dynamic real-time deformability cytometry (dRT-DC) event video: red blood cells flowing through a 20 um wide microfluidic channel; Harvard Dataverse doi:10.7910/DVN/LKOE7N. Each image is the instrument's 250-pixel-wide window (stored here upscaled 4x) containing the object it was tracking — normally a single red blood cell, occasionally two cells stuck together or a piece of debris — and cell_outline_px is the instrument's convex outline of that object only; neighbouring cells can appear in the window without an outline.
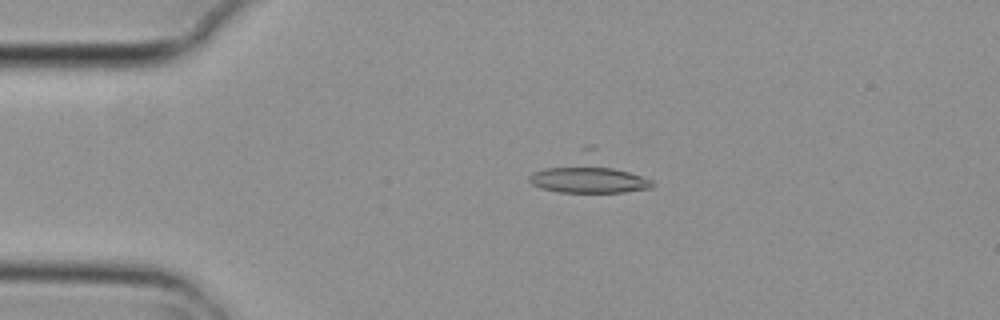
{"species": "common noctule bat (a hibernating species)", "species_latin": "Nyctalus noctula", "temperature_condition": "cold", "stored_images_in_passage": 3, "camera_frame_rate_fps": 3000, "um_per_image_px": 0.085, "animal": {"sex": "female", "body_mass_g": 29.2, "forearm_length_mm": 56.3}, "frame": {"image": 1, "passage_image": 2, "time_ms": 0.333, "image_size_px": [1000, 320], "cell_outline_px": [[656, 184], [652, 188], [624, 192], [560, 192], [540, 188], [532, 184], [528, 180], [528, 176], [532, 172], [544, 168], [584, 164], [596, 164], [628, 172], [652, 180]], "centroid_in_image_um": [50.0, 15.25], "position_along_channel_um": 35.0, "area_um2": 19.48}}